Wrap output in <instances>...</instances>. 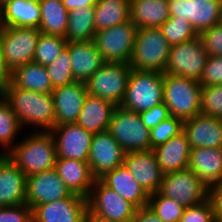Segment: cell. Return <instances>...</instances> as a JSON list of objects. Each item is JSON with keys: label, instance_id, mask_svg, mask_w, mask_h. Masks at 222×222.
<instances>
[{"label": "cell", "instance_id": "obj_1", "mask_svg": "<svg viewBox=\"0 0 222 222\" xmlns=\"http://www.w3.org/2000/svg\"><path fill=\"white\" fill-rule=\"evenodd\" d=\"M2 96L13 109L22 128L32 125L36 131H50L55 126L52 93L25 90L10 83ZM36 127H39V130Z\"/></svg>", "mask_w": 222, "mask_h": 222}, {"label": "cell", "instance_id": "obj_2", "mask_svg": "<svg viewBox=\"0 0 222 222\" xmlns=\"http://www.w3.org/2000/svg\"><path fill=\"white\" fill-rule=\"evenodd\" d=\"M32 132L6 154L26 176L53 169L57 159L50 131Z\"/></svg>", "mask_w": 222, "mask_h": 222}, {"label": "cell", "instance_id": "obj_3", "mask_svg": "<svg viewBox=\"0 0 222 222\" xmlns=\"http://www.w3.org/2000/svg\"><path fill=\"white\" fill-rule=\"evenodd\" d=\"M201 91L198 80L164 73L163 103L170 116L184 122L200 114Z\"/></svg>", "mask_w": 222, "mask_h": 222}, {"label": "cell", "instance_id": "obj_4", "mask_svg": "<svg viewBox=\"0 0 222 222\" xmlns=\"http://www.w3.org/2000/svg\"><path fill=\"white\" fill-rule=\"evenodd\" d=\"M170 45L160 28L137 29L129 66L137 71H165Z\"/></svg>", "mask_w": 222, "mask_h": 222}, {"label": "cell", "instance_id": "obj_5", "mask_svg": "<svg viewBox=\"0 0 222 222\" xmlns=\"http://www.w3.org/2000/svg\"><path fill=\"white\" fill-rule=\"evenodd\" d=\"M163 72L131 70L121 108L140 113L163 103Z\"/></svg>", "mask_w": 222, "mask_h": 222}, {"label": "cell", "instance_id": "obj_6", "mask_svg": "<svg viewBox=\"0 0 222 222\" xmlns=\"http://www.w3.org/2000/svg\"><path fill=\"white\" fill-rule=\"evenodd\" d=\"M108 131L125 153L150 150V130L143 124L137 112L117 106Z\"/></svg>", "mask_w": 222, "mask_h": 222}, {"label": "cell", "instance_id": "obj_7", "mask_svg": "<svg viewBox=\"0 0 222 222\" xmlns=\"http://www.w3.org/2000/svg\"><path fill=\"white\" fill-rule=\"evenodd\" d=\"M131 70L128 63L105 62L86 81L88 94L120 106L126 92Z\"/></svg>", "mask_w": 222, "mask_h": 222}, {"label": "cell", "instance_id": "obj_8", "mask_svg": "<svg viewBox=\"0 0 222 222\" xmlns=\"http://www.w3.org/2000/svg\"><path fill=\"white\" fill-rule=\"evenodd\" d=\"M40 34L39 28L0 26V47L11 72L33 61Z\"/></svg>", "mask_w": 222, "mask_h": 222}, {"label": "cell", "instance_id": "obj_9", "mask_svg": "<svg viewBox=\"0 0 222 222\" xmlns=\"http://www.w3.org/2000/svg\"><path fill=\"white\" fill-rule=\"evenodd\" d=\"M158 192L184 208L200 204L208 198V187L189 168L164 174Z\"/></svg>", "mask_w": 222, "mask_h": 222}, {"label": "cell", "instance_id": "obj_10", "mask_svg": "<svg viewBox=\"0 0 222 222\" xmlns=\"http://www.w3.org/2000/svg\"><path fill=\"white\" fill-rule=\"evenodd\" d=\"M137 29V26L130 20L96 32L93 42L104 61L129 63Z\"/></svg>", "mask_w": 222, "mask_h": 222}, {"label": "cell", "instance_id": "obj_11", "mask_svg": "<svg viewBox=\"0 0 222 222\" xmlns=\"http://www.w3.org/2000/svg\"><path fill=\"white\" fill-rule=\"evenodd\" d=\"M209 55L199 35L189 41L170 46L165 74L200 79Z\"/></svg>", "mask_w": 222, "mask_h": 222}, {"label": "cell", "instance_id": "obj_12", "mask_svg": "<svg viewBox=\"0 0 222 222\" xmlns=\"http://www.w3.org/2000/svg\"><path fill=\"white\" fill-rule=\"evenodd\" d=\"M88 210L97 216L114 222H130L137 208L124 200L113 189L96 179L87 198Z\"/></svg>", "mask_w": 222, "mask_h": 222}, {"label": "cell", "instance_id": "obj_13", "mask_svg": "<svg viewBox=\"0 0 222 222\" xmlns=\"http://www.w3.org/2000/svg\"><path fill=\"white\" fill-rule=\"evenodd\" d=\"M170 17L188 20L199 35L222 22V0H168Z\"/></svg>", "mask_w": 222, "mask_h": 222}, {"label": "cell", "instance_id": "obj_14", "mask_svg": "<svg viewBox=\"0 0 222 222\" xmlns=\"http://www.w3.org/2000/svg\"><path fill=\"white\" fill-rule=\"evenodd\" d=\"M50 133L55 141L57 158L87 162L92 144L93 133L77 123L54 126Z\"/></svg>", "mask_w": 222, "mask_h": 222}, {"label": "cell", "instance_id": "obj_15", "mask_svg": "<svg viewBox=\"0 0 222 222\" xmlns=\"http://www.w3.org/2000/svg\"><path fill=\"white\" fill-rule=\"evenodd\" d=\"M124 157L123 148L108 130L94 133L87 163L96 179L122 166Z\"/></svg>", "mask_w": 222, "mask_h": 222}, {"label": "cell", "instance_id": "obj_16", "mask_svg": "<svg viewBox=\"0 0 222 222\" xmlns=\"http://www.w3.org/2000/svg\"><path fill=\"white\" fill-rule=\"evenodd\" d=\"M87 198L71 194L67 198L39 204L32 209L33 222H84Z\"/></svg>", "mask_w": 222, "mask_h": 222}, {"label": "cell", "instance_id": "obj_17", "mask_svg": "<svg viewBox=\"0 0 222 222\" xmlns=\"http://www.w3.org/2000/svg\"><path fill=\"white\" fill-rule=\"evenodd\" d=\"M71 194L54 168L27 176L26 204L32 209L36 205L67 198Z\"/></svg>", "mask_w": 222, "mask_h": 222}, {"label": "cell", "instance_id": "obj_18", "mask_svg": "<svg viewBox=\"0 0 222 222\" xmlns=\"http://www.w3.org/2000/svg\"><path fill=\"white\" fill-rule=\"evenodd\" d=\"M87 94L86 84L81 81L53 89L55 126L76 123Z\"/></svg>", "mask_w": 222, "mask_h": 222}, {"label": "cell", "instance_id": "obj_19", "mask_svg": "<svg viewBox=\"0 0 222 222\" xmlns=\"http://www.w3.org/2000/svg\"><path fill=\"white\" fill-rule=\"evenodd\" d=\"M123 165L149 195L159 191L164 174L152 149L125 153Z\"/></svg>", "mask_w": 222, "mask_h": 222}, {"label": "cell", "instance_id": "obj_20", "mask_svg": "<svg viewBox=\"0 0 222 222\" xmlns=\"http://www.w3.org/2000/svg\"><path fill=\"white\" fill-rule=\"evenodd\" d=\"M183 132L193 148H222V119L198 114L183 122Z\"/></svg>", "mask_w": 222, "mask_h": 222}, {"label": "cell", "instance_id": "obj_21", "mask_svg": "<svg viewBox=\"0 0 222 222\" xmlns=\"http://www.w3.org/2000/svg\"><path fill=\"white\" fill-rule=\"evenodd\" d=\"M27 176L6 155H0V207L26 203Z\"/></svg>", "mask_w": 222, "mask_h": 222}, {"label": "cell", "instance_id": "obj_22", "mask_svg": "<svg viewBox=\"0 0 222 222\" xmlns=\"http://www.w3.org/2000/svg\"><path fill=\"white\" fill-rule=\"evenodd\" d=\"M99 179L124 200L132 203L137 209L147 207L150 195L124 165L106 172Z\"/></svg>", "mask_w": 222, "mask_h": 222}, {"label": "cell", "instance_id": "obj_23", "mask_svg": "<svg viewBox=\"0 0 222 222\" xmlns=\"http://www.w3.org/2000/svg\"><path fill=\"white\" fill-rule=\"evenodd\" d=\"M75 81H86L105 63L93 41L67 42Z\"/></svg>", "mask_w": 222, "mask_h": 222}, {"label": "cell", "instance_id": "obj_24", "mask_svg": "<svg viewBox=\"0 0 222 222\" xmlns=\"http://www.w3.org/2000/svg\"><path fill=\"white\" fill-rule=\"evenodd\" d=\"M54 169L71 193L89 197L96 178L87 162L57 158Z\"/></svg>", "mask_w": 222, "mask_h": 222}, {"label": "cell", "instance_id": "obj_25", "mask_svg": "<svg viewBox=\"0 0 222 222\" xmlns=\"http://www.w3.org/2000/svg\"><path fill=\"white\" fill-rule=\"evenodd\" d=\"M152 150L163 174L188 168L191 146L183 131Z\"/></svg>", "mask_w": 222, "mask_h": 222}, {"label": "cell", "instance_id": "obj_26", "mask_svg": "<svg viewBox=\"0 0 222 222\" xmlns=\"http://www.w3.org/2000/svg\"><path fill=\"white\" fill-rule=\"evenodd\" d=\"M188 168L209 188L222 183V148L191 149Z\"/></svg>", "mask_w": 222, "mask_h": 222}, {"label": "cell", "instance_id": "obj_27", "mask_svg": "<svg viewBox=\"0 0 222 222\" xmlns=\"http://www.w3.org/2000/svg\"><path fill=\"white\" fill-rule=\"evenodd\" d=\"M39 0H9L1 6L0 26L39 28Z\"/></svg>", "mask_w": 222, "mask_h": 222}, {"label": "cell", "instance_id": "obj_28", "mask_svg": "<svg viewBox=\"0 0 222 222\" xmlns=\"http://www.w3.org/2000/svg\"><path fill=\"white\" fill-rule=\"evenodd\" d=\"M116 107L113 102L87 94L76 123L93 134L106 131Z\"/></svg>", "mask_w": 222, "mask_h": 222}, {"label": "cell", "instance_id": "obj_29", "mask_svg": "<svg viewBox=\"0 0 222 222\" xmlns=\"http://www.w3.org/2000/svg\"><path fill=\"white\" fill-rule=\"evenodd\" d=\"M170 18L168 0H130V20L142 28H159Z\"/></svg>", "mask_w": 222, "mask_h": 222}, {"label": "cell", "instance_id": "obj_30", "mask_svg": "<svg viewBox=\"0 0 222 222\" xmlns=\"http://www.w3.org/2000/svg\"><path fill=\"white\" fill-rule=\"evenodd\" d=\"M11 83L21 89L38 93H52L53 87L45 67L36 62H28L11 72Z\"/></svg>", "mask_w": 222, "mask_h": 222}, {"label": "cell", "instance_id": "obj_31", "mask_svg": "<svg viewBox=\"0 0 222 222\" xmlns=\"http://www.w3.org/2000/svg\"><path fill=\"white\" fill-rule=\"evenodd\" d=\"M130 21V0H97L94 5L96 32Z\"/></svg>", "mask_w": 222, "mask_h": 222}, {"label": "cell", "instance_id": "obj_32", "mask_svg": "<svg viewBox=\"0 0 222 222\" xmlns=\"http://www.w3.org/2000/svg\"><path fill=\"white\" fill-rule=\"evenodd\" d=\"M39 5L41 7L40 32L65 38L69 12L62 0H39Z\"/></svg>", "mask_w": 222, "mask_h": 222}, {"label": "cell", "instance_id": "obj_33", "mask_svg": "<svg viewBox=\"0 0 222 222\" xmlns=\"http://www.w3.org/2000/svg\"><path fill=\"white\" fill-rule=\"evenodd\" d=\"M95 33L94 6L75 8L69 12L65 33L67 42L93 41Z\"/></svg>", "mask_w": 222, "mask_h": 222}, {"label": "cell", "instance_id": "obj_34", "mask_svg": "<svg viewBox=\"0 0 222 222\" xmlns=\"http://www.w3.org/2000/svg\"><path fill=\"white\" fill-rule=\"evenodd\" d=\"M23 129L17 119L13 109L4 99L0 97V146L3 152L0 155H6L16 144L14 140L18 132ZM5 149V150H4Z\"/></svg>", "mask_w": 222, "mask_h": 222}, {"label": "cell", "instance_id": "obj_35", "mask_svg": "<svg viewBox=\"0 0 222 222\" xmlns=\"http://www.w3.org/2000/svg\"><path fill=\"white\" fill-rule=\"evenodd\" d=\"M66 46L67 40L64 37L41 33L37 41L33 62L45 67L56 60Z\"/></svg>", "mask_w": 222, "mask_h": 222}, {"label": "cell", "instance_id": "obj_36", "mask_svg": "<svg viewBox=\"0 0 222 222\" xmlns=\"http://www.w3.org/2000/svg\"><path fill=\"white\" fill-rule=\"evenodd\" d=\"M147 206L163 222H180L185 209L175 200L167 198L159 192L150 195Z\"/></svg>", "mask_w": 222, "mask_h": 222}, {"label": "cell", "instance_id": "obj_37", "mask_svg": "<svg viewBox=\"0 0 222 222\" xmlns=\"http://www.w3.org/2000/svg\"><path fill=\"white\" fill-rule=\"evenodd\" d=\"M170 46L189 41L198 36L188 20L170 17L159 27Z\"/></svg>", "mask_w": 222, "mask_h": 222}, {"label": "cell", "instance_id": "obj_38", "mask_svg": "<svg viewBox=\"0 0 222 222\" xmlns=\"http://www.w3.org/2000/svg\"><path fill=\"white\" fill-rule=\"evenodd\" d=\"M45 69L51 80L53 89L75 82L67 48L63 50L56 60L45 66Z\"/></svg>", "mask_w": 222, "mask_h": 222}, {"label": "cell", "instance_id": "obj_39", "mask_svg": "<svg viewBox=\"0 0 222 222\" xmlns=\"http://www.w3.org/2000/svg\"><path fill=\"white\" fill-rule=\"evenodd\" d=\"M183 131V121L173 116L161 121L150 129V150L166 143L170 138Z\"/></svg>", "mask_w": 222, "mask_h": 222}, {"label": "cell", "instance_id": "obj_40", "mask_svg": "<svg viewBox=\"0 0 222 222\" xmlns=\"http://www.w3.org/2000/svg\"><path fill=\"white\" fill-rule=\"evenodd\" d=\"M200 114L222 119V85L202 87Z\"/></svg>", "mask_w": 222, "mask_h": 222}, {"label": "cell", "instance_id": "obj_41", "mask_svg": "<svg viewBox=\"0 0 222 222\" xmlns=\"http://www.w3.org/2000/svg\"><path fill=\"white\" fill-rule=\"evenodd\" d=\"M180 222H216L209 198L202 203L184 209Z\"/></svg>", "mask_w": 222, "mask_h": 222}, {"label": "cell", "instance_id": "obj_42", "mask_svg": "<svg viewBox=\"0 0 222 222\" xmlns=\"http://www.w3.org/2000/svg\"><path fill=\"white\" fill-rule=\"evenodd\" d=\"M209 56H222V22L199 34Z\"/></svg>", "mask_w": 222, "mask_h": 222}, {"label": "cell", "instance_id": "obj_43", "mask_svg": "<svg viewBox=\"0 0 222 222\" xmlns=\"http://www.w3.org/2000/svg\"><path fill=\"white\" fill-rule=\"evenodd\" d=\"M199 83L202 87L222 85V56H209Z\"/></svg>", "mask_w": 222, "mask_h": 222}, {"label": "cell", "instance_id": "obj_44", "mask_svg": "<svg viewBox=\"0 0 222 222\" xmlns=\"http://www.w3.org/2000/svg\"><path fill=\"white\" fill-rule=\"evenodd\" d=\"M0 222H33L32 208L26 203L0 207Z\"/></svg>", "mask_w": 222, "mask_h": 222}, {"label": "cell", "instance_id": "obj_45", "mask_svg": "<svg viewBox=\"0 0 222 222\" xmlns=\"http://www.w3.org/2000/svg\"><path fill=\"white\" fill-rule=\"evenodd\" d=\"M143 124L150 130L157 126L161 121L170 117L168 108L164 103L155 105L150 110L139 113Z\"/></svg>", "mask_w": 222, "mask_h": 222}, {"label": "cell", "instance_id": "obj_46", "mask_svg": "<svg viewBox=\"0 0 222 222\" xmlns=\"http://www.w3.org/2000/svg\"><path fill=\"white\" fill-rule=\"evenodd\" d=\"M208 198L212 202L216 222H222V183L208 188Z\"/></svg>", "mask_w": 222, "mask_h": 222}, {"label": "cell", "instance_id": "obj_47", "mask_svg": "<svg viewBox=\"0 0 222 222\" xmlns=\"http://www.w3.org/2000/svg\"><path fill=\"white\" fill-rule=\"evenodd\" d=\"M130 222H163L154 214L149 207L139 208L136 210L134 217Z\"/></svg>", "mask_w": 222, "mask_h": 222}, {"label": "cell", "instance_id": "obj_48", "mask_svg": "<svg viewBox=\"0 0 222 222\" xmlns=\"http://www.w3.org/2000/svg\"><path fill=\"white\" fill-rule=\"evenodd\" d=\"M11 83V71L6 66L2 50L0 47V92L2 93Z\"/></svg>", "mask_w": 222, "mask_h": 222}, {"label": "cell", "instance_id": "obj_49", "mask_svg": "<svg viewBox=\"0 0 222 222\" xmlns=\"http://www.w3.org/2000/svg\"><path fill=\"white\" fill-rule=\"evenodd\" d=\"M62 2L66 10L70 12L75 8L94 6L97 0H62Z\"/></svg>", "mask_w": 222, "mask_h": 222}, {"label": "cell", "instance_id": "obj_50", "mask_svg": "<svg viewBox=\"0 0 222 222\" xmlns=\"http://www.w3.org/2000/svg\"><path fill=\"white\" fill-rule=\"evenodd\" d=\"M84 222H114V221L94 215L88 210Z\"/></svg>", "mask_w": 222, "mask_h": 222}, {"label": "cell", "instance_id": "obj_51", "mask_svg": "<svg viewBox=\"0 0 222 222\" xmlns=\"http://www.w3.org/2000/svg\"><path fill=\"white\" fill-rule=\"evenodd\" d=\"M9 0H0V5L2 6L4 3H6Z\"/></svg>", "mask_w": 222, "mask_h": 222}]
</instances>
